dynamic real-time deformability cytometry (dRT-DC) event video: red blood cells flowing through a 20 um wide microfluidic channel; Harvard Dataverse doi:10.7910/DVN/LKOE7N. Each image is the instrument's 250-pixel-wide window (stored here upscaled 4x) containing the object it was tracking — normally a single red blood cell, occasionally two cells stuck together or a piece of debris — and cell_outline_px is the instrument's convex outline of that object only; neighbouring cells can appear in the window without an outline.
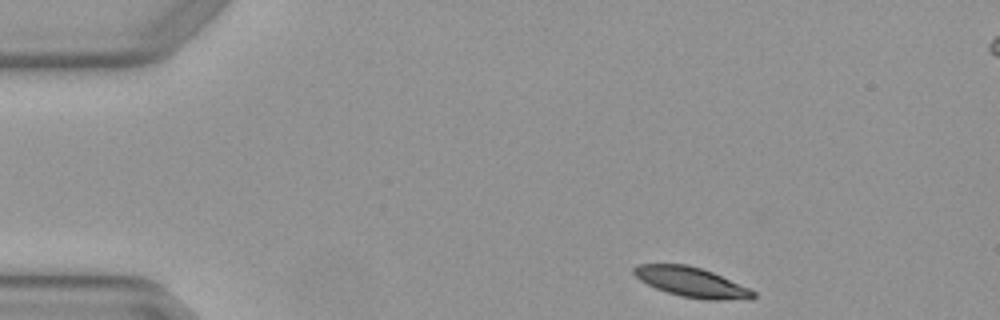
{"species": "Egyptian fruit bat (a non-hibernating species)", "species_latin": "Rousettus aegyptiacus", "temperature_condition": "warm", "stored_images_in_passage": 4, "camera_frame_rate_fps": 3000, "um_per_image_px": 0.085, "animal": {"sex": "female"}, "frame": {"image": 1, "passage_image": 1, "time_ms": 0.0, "image_size_px": [1000, 320], "cell_outline_px": [[756, 296], [752, 300], [704, 300], [680, 296], [656, 288], [640, 280], [632, 272], [632, 268], [636, 264], [688, 264], [712, 272], [748, 288], [756, 292]], "centroid_in_image_um": [58.79, 23.99], "position_along_channel_um": 26.2, "area_um2": 20.81}}
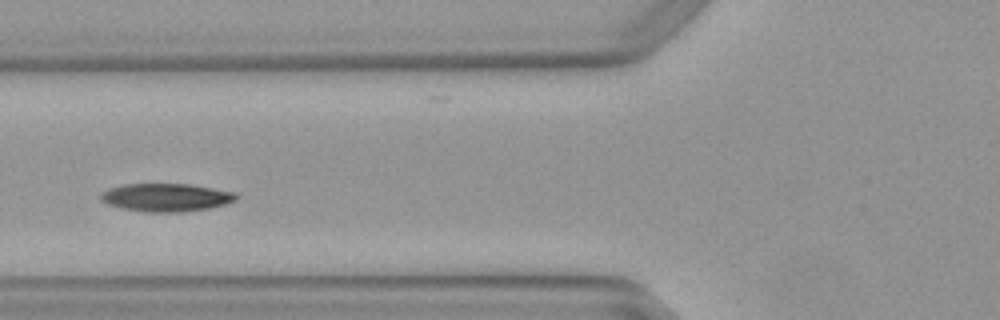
{"frame": {"image": 2, "passage_image": 4, "time_ms": 1.0, "image_size_px": [1000, 320], "cell_outline_px": [[240, 196], [236, 200], [212, 208], [180, 212], [148, 212], [120, 208], [108, 204], [100, 200], [100, 192], [108, 188], [124, 184], [192, 184], [236, 192]], "centroid_in_image_um": [14.13, 16.78], "position_along_channel_um": 111.7, "area_um2": 22.43}}